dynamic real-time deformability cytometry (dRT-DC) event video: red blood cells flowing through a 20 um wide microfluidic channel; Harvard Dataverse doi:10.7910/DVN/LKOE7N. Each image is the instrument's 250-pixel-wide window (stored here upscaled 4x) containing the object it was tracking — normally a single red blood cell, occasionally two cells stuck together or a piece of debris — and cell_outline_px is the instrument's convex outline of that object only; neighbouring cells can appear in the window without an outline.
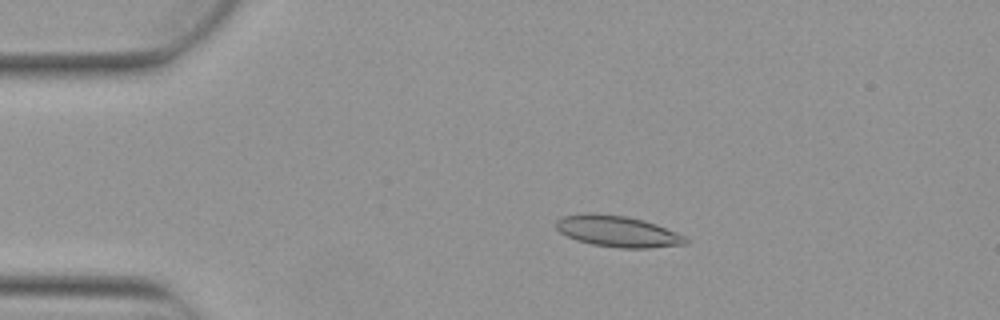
{"species": "Egyptian fruit bat (a non-hibernating species)", "species_latin": "Rousettus aegyptiacus", "temperature_condition": "warm", "stored_images_in_passage": 5, "camera_frame_rate_fps": 3000, "um_per_image_px": 0.085, "animal": {"sex": "female"}, "frame": {"image": 1, "passage_image": 3, "time_ms": 0.667, "image_size_px": [1000, 320], "cell_outline_px": [[688, 244], [648, 248], [620, 248], [592, 244], [576, 240], [560, 232], [556, 228], [556, 220], [564, 216], [588, 212], [624, 216], [644, 220], [656, 224], [676, 232], [684, 236], [688, 240]], "centroid_in_image_um": [52.5, 19.66], "position_along_channel_um": 32.5, "area_um2": 23.47}}
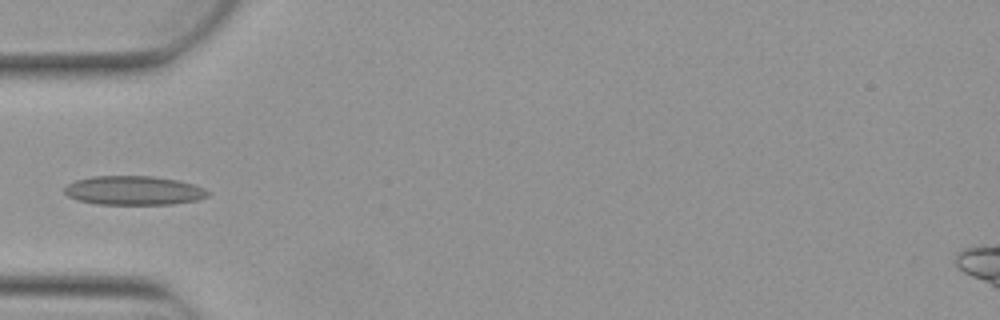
{"frame": {"image": 2, "passage_image": 5, "time_ms": 1.333, "image_size_px": [1000, 320], "cell_outline_px": [[208, 196], [196, 200], [172, 204], [96, 204], [76, 200], [68, 196], [64, 192], [64, 188], [68, 184], [76, 180], [92, 176], [152, 176], [176, 180], [192, 184], [204, 188], [208, 192]], "centroid_in_image_um": [11.32, 16.19], "position_along_channel_um": 73.7, "area_um2": 24.16}}